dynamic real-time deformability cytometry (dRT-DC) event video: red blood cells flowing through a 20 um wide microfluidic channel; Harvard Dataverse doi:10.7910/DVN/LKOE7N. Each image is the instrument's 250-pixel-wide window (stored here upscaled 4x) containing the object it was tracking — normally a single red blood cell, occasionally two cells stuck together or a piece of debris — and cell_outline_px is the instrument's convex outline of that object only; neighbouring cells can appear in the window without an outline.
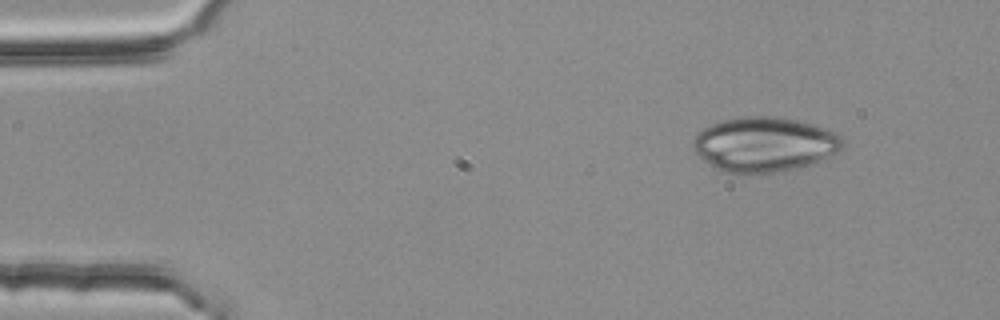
{"species": "common noctule bat (a hibernating species)", "species_latin": "Nyctalus noctula", "temperature_condition": "room temperature", "stored_images_in_passage": 4, "camera_frame_rate_fps": 3000, "um_per_image_px": 0.085, "animal": {"sex": "female", "body_mass_g": 25.1}, "frame": {"image": 1, "passage_image": 4, "time_ms": 1.0, "image_size_px": [1000, 320], "cell_outline_px": [[844, 144], [836, 152], [828, 156], [808, 164], [796, 168], [772, 172], [724, 172], [708, 164], [692, 148], [692, 140], [704, 128], [712, 124], [724, 120], [748, 116], [772, 116], [796, 120], [812, 124], [824, 128], [840, 136], [844, 140]], "centroid_in_image_um": [64.94, 12.26], "position_along_channel_um": 20.1, "area_um2": 46.76}}